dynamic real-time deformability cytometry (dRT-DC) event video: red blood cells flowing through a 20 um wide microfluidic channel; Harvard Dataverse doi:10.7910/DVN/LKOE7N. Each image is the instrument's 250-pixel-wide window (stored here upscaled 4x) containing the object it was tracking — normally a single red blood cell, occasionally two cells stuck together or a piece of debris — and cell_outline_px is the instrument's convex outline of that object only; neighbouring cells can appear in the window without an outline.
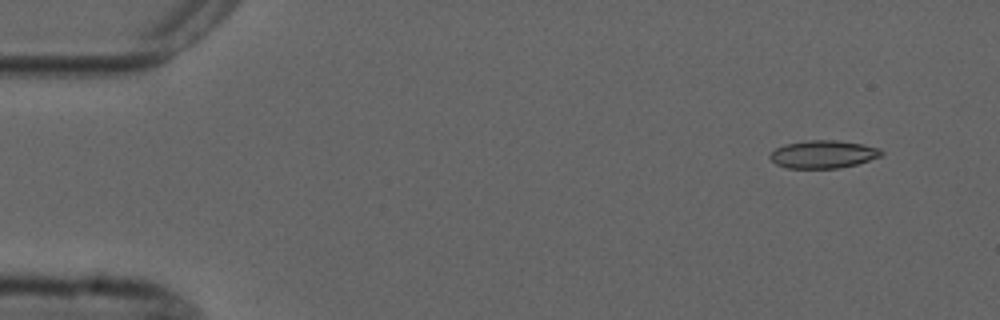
{"species": "common noctule bat (a hibernating species)", "species_latin": "Nyctalus noctula", "temperature_condition": "cold", "stored_images_in_passage": 8, "camera_frame_rate_fps": 3000, "um_per_image_px": 0.085, "animal": {"sex": "male", "forearm_length_mm": 52.5}, "frame": {"image": 1, "passage_image": 2, "time_ms": 1.0, "image_size_px": [1000, 320], "cell_outline_px": [[884, 152], [880, 156], [856, 164], [840, 168], [788, 168], [776, 164], [768, 156], [776, 148], [784, 144], [808, 140], [836, 140], [864, 144], [880, 148]], "centroid_in_image_um": [69.97, 13.1], "position_along_channel_um": 15.0, "area_um2": 18.03}}
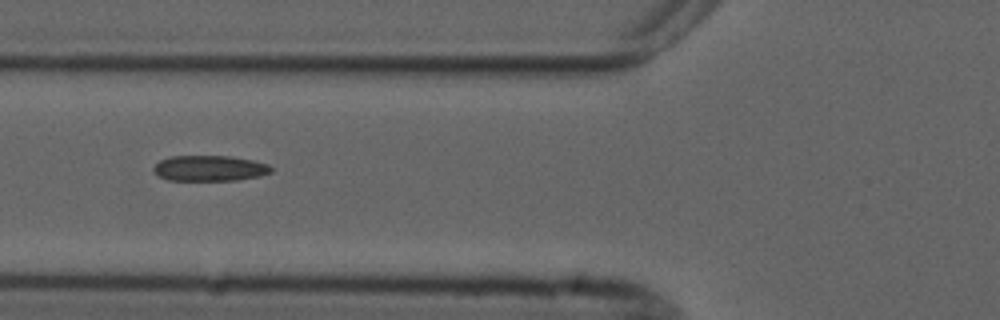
{"frame": {"image": 2, "passage_image": 6, "time_ms": 6.333, "image_size_px": [1000, 320], "cell_outline_px": [[272, 172], [260, 176], [236, 180], [168, 180], [160, 176], [152, 168], [160, 160], [172, 156], [232, 156], [252, 160], [268, 164], [272, 168]], "centroid_in_image_um": [17.84, 14.3], "position_along_channel_um": 108.0, "area_um2": 17.46}}
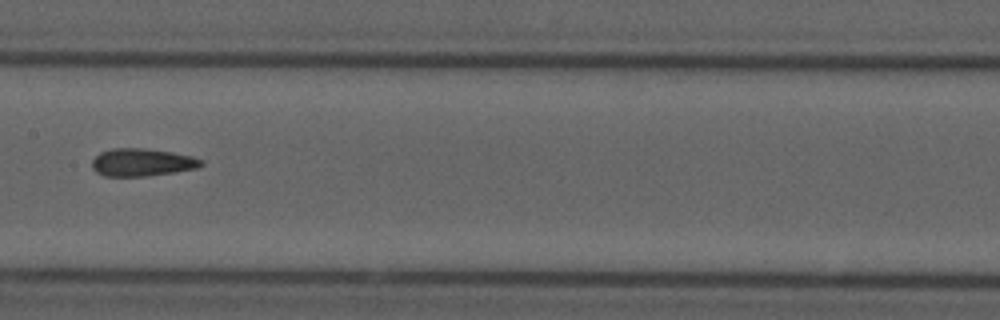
{"frame": {"image": 3, "passage_image": 8, "time_ms": 8.667, "image_size_px": [1000, 320], "cell_outline_px": [[204, 164], [196, 168], [176, 172], [148, 176], [104, 176], [96, 172], [92, 168], [92, 160], [100, 152], [112, 148], [144, 148], [172, 152], [192, 156], [204, 160]], "centroid_in_image_um": [12.08, 13.8], "position_along_channel_um": 195.3, "area_um2": 17.74}}